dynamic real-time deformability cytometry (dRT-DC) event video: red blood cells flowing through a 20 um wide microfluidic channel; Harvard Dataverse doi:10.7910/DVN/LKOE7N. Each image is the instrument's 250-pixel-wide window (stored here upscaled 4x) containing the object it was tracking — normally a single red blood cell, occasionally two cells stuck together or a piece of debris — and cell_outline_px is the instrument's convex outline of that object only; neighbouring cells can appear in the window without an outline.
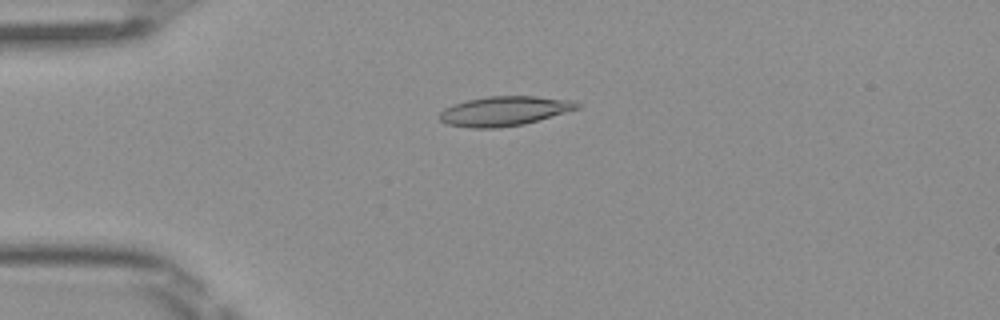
{"species": "Egyptian fruit bat (a non-hibernating species)", "species_latin": "Rousettus aegyptiacus", "temperature_condition": "room temperature", "stored_images_in_passage": 4, "camera_frame_rate_fps": 3000, "um_per_image_px": 0.085, "frame": {"image": 1, "passage_image": 1, "time_ms": 0.0, "image_size_px": [1000, 320], "cell_outline_px": [[580, 108], [524, 124], [500, 128], [472, 128], [448, 124], [440, 120], [440, 112], [444, 108], [468, 100], [488, 96], [536, 96], [576, 100], [580, 104]], "centroid_in_image_um": [42.91, 9.43], "position_along_channel_um": 42.1, "area_um2": 23.64}}
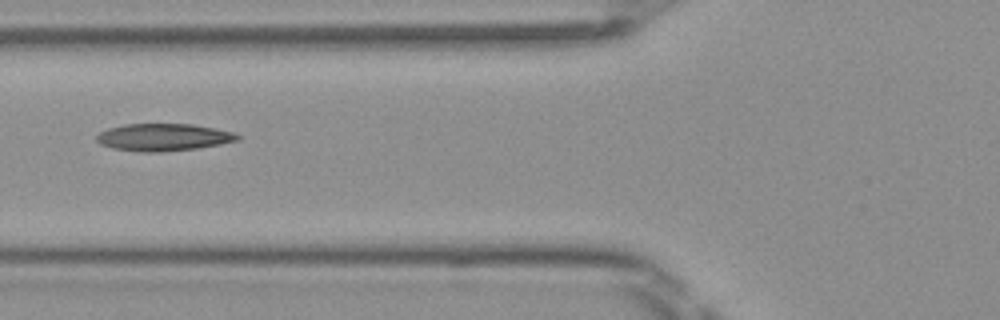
{"frame": {"image": 2, "passage_image": 3, "time_ms": 0.667, "image_size_px": [1000, 320], "cell_outline_px": [[240, 140], [220, 144], [196, 148], [160, 152], [144, 152], [112, 148], [100, 144], [96, 140], [96, 136], [100, 132], [108, 128], [124, 124], [192, 124], [216, 128], [236, 132], [240, 136]], "centroid_in_image_um": [13.91, 11.66], "position_along_channel_um": 111.9, "area_um2": 22.48}}
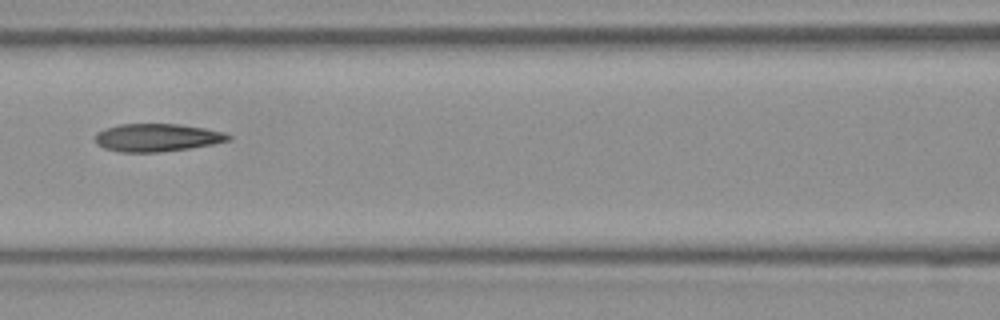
{"frame": {"image": 3, "passage_image": 4, "time_ms": 1.0, "image_size_px": [1000, 320], "cell_outline_px": [[232, 140], [212, 144], [188, 148], [160, 152], [120, 152], [104, 148], [96, 144], [96, 132], [120, 124], [180, 124], [204, 128], [224, 132], [232, 136]], "centroid_in_image_um": [13.37, 11.69], "position_along_channel_um": 153.2, "area_um2": 21.56}}